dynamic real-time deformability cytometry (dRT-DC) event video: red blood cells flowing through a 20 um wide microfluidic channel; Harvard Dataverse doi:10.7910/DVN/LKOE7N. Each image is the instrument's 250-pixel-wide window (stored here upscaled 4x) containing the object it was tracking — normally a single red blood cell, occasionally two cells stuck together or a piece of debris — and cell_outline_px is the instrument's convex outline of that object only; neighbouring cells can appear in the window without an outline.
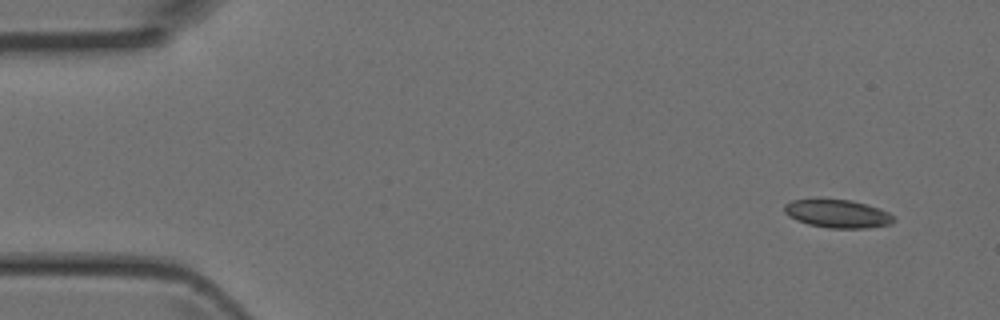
{"species": "Egyptian fruit bat (a non-hibernating species)", "species_latin": "Rousettus aegyptiacus", "temperature_condition": "room temperature", "stored_images_in_passage": 4, "camera_frame_rate_fps": 3000, "um_per_image_px": 0.085, "animal": {"sex": "female"}, "frame": {"image": 1, "passage_image": 1, "time_ms": 0.0, "image_size_px": [1000, 320], "cell_outline_px": [[896, 220], [892, 224], [864, 228], [832, 228], [808, 224], [796, 220], [788, 216], [784, 212], [784, 204], [792, 200], [816, 196], [820, 196], [852, 200], [868, 204], [880, 208], [888, 212]], "centroid_in_image_um": [71.14, 18.11], "position_along_channel_um": 13.9, "area_um2": 18.79}}